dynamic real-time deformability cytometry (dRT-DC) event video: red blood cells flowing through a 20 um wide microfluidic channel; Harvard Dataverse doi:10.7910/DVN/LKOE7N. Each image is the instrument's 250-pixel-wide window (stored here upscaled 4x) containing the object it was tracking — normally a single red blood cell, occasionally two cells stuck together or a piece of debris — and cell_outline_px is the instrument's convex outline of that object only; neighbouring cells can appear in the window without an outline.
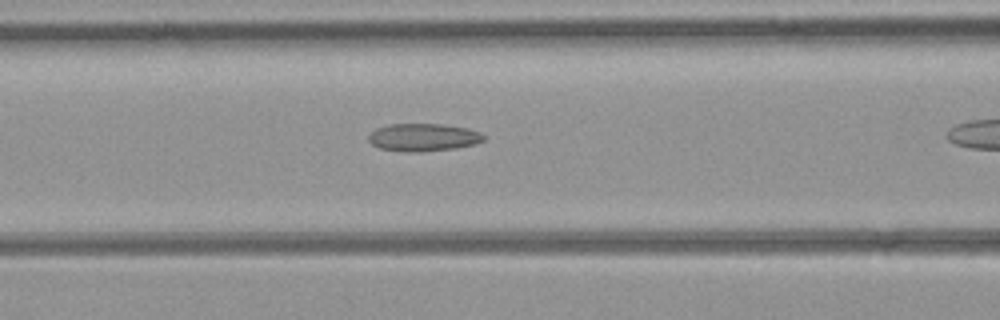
{"species": "common noctule bat (a hibernating species)", "species_latin": "Nyctalus noctula", "temperature_condition": "room temperature", "stored_images_in_passage": 35, "camera_frame_rate_fps": 3000, "um_per_image_px": 0.085, "animal": {"sex": "female", "body_mass_g": 21.9}, "frame": {"image": 1, "passage_image": 17, "time_ms": 5.333, "image_size_px": [1000, 320], "cell_outline_px": [[484, 140], [476, 144], [456, 148], [420, 152], [404, 152], [380, 148], [372, 144], [368, 140], [368, 136], [376, 128], [388, 124], [440, 124], [468, 128], [480, 132], [484, 136]], "centroid_in_image_um": [35.98, 11.68], "position_along_channel_um": 130.6, "area_um2": 18.67}}
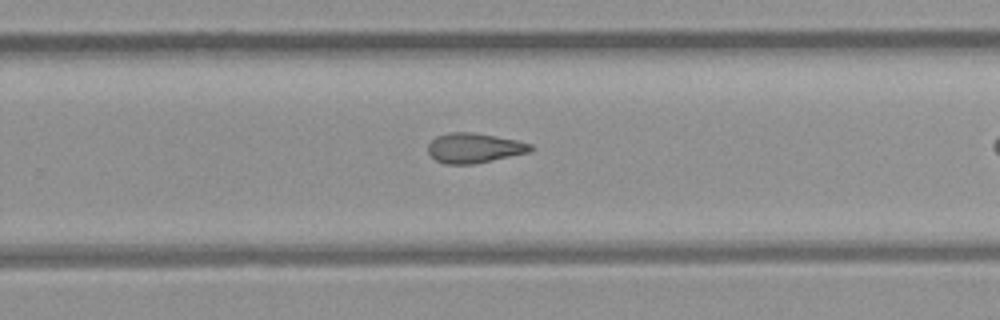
{"frame": {"image": 2, "passage_image": 28, "time_ms": 9.0, "image_size_px": [1000, 320], "cell_outline_px": [[532, 148], [528, 152], [476, 164], [444, 164], [436, 160], [428, 152], [428, 144], [436, 136], [452, 132], [472, 132], [496, 136], [516, 140], [532, 144]], "centroid_in_image_um": [40.28, 12.58], "position_along_channel_um": 289.5, "area_um2": 17.74}}
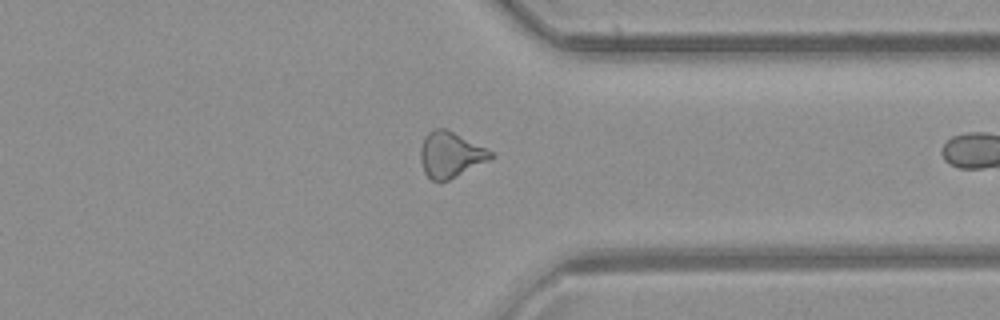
{"frame": {"image": 3, "passage_image": 34, "time_ms": 11.0, "image_size_px": [1000, 320], "cell_outline_px": [[492, 156], [488, 160], [448, 180], [432, 180], [424, 172], [420, 160], [420, 148], [424, 136], [428, 132], [436, 128], [444, 128], [492, 152]], "centroid_in_image_um": [38.21, 13.14], "position_along_channel_um": 373.2, "area_um2": 18.03}}